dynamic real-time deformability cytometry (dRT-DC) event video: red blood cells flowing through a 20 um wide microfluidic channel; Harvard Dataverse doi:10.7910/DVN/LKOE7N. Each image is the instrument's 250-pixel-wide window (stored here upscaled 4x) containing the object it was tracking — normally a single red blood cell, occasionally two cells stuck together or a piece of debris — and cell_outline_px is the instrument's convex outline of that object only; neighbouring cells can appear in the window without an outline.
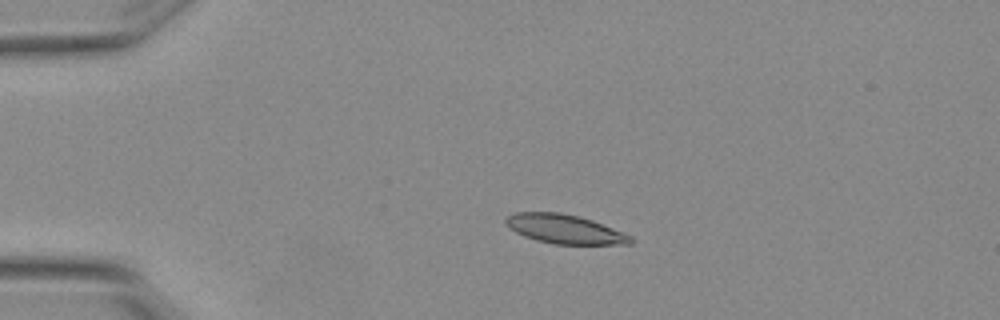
{"species": "Egyptian fruit bat (a non-hibernating species)", "species_latin": "Rousettus aegyptiacus", "temperature_condition": "warm", "stored_images_in_passage": 2, "camera_frame_rate_fps": 3000, "um_per_image_px": 0.085, "animal": {"sex": "female"}, "frame": {"image": 1, "passage_image": 2, "time_ms": 0.333, "image_size_px": [1000, 320], "cell_outline_px": [[636, 240], [632, 244], [556, 244], [536, 240], [524, 236], [516, 232], [504, 220], [508, 216], [516, 212], [560, 212], [580, 216], [592, 220], [632, 236]], "centroid_in_image_um": [48.04, 19.47], "position_along_channel_um": 37.0, "area_um2": 21.04}}